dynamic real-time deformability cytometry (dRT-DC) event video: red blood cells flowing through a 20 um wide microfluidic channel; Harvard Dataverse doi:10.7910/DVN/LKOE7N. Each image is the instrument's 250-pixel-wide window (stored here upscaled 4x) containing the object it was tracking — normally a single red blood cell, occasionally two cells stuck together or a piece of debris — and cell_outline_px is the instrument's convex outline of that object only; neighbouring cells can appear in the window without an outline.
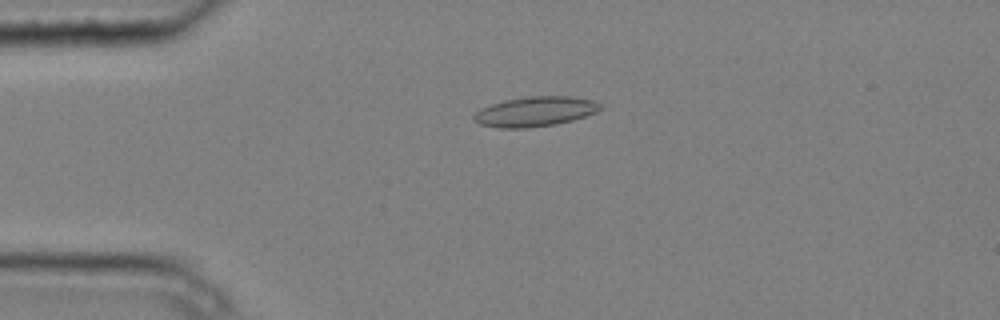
{"species": "common noctule bat (a hibernating species)", "species_latin": "Nyctalus noctula", "temperature_condition": "cold", "stored_images_in_passage": 5, "camera_frame_rate_fps": 3000, "um_per_image_px": 0.085, "animal": {"sex": "male", "body_mass_g": 20.4}, "frame": {"image": 1, "passage_image": 4, "time_ms": 1.0, "image_size_px": [1000, 320], "cell_outline_px": [[604, 108], [596, 112], [572, 120], [556, 124], [524, 128], [500, 128], [480, 124], [472, 116], [480, 108], [504, 100], [528, 96], [568, 96], [592, 100], [604, 104]], "centroid_in_image_um": [45.51, 9.47], "position_along_channel_um": 39.5, "area_um2": 21.96}}